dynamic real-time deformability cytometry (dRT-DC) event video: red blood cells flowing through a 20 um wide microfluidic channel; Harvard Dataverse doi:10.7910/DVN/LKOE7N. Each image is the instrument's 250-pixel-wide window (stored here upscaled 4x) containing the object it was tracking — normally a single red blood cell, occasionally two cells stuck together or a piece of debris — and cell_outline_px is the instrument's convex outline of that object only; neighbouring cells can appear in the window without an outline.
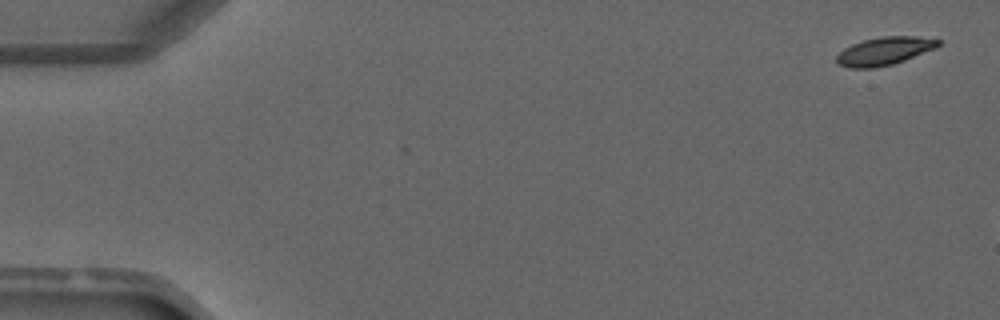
{"species": "common noctule bat (a hibernating species)", "species_latin": "Nyctalus noctula", "temperature_condition": "warm", "stored_images_in_passage": 3, "camera_frame_rate_fps": 3000, "um_per_image_px": 0.085, "animal": {"sex": "male", "forearm_length_mm": 52.5}, "frame": {"image": 1, "passage_image": 1, "time_ms": 0.0, "image_size_px": [1000, 320], "cell_outline_px": [[940, 44], [936, 48], [904, 60], [892, 64], [872, 68], [848, 68], [840, 64], [836, 60], [836, 56], [844, 48], [852, 44], [864, 40], [884, 36], [916, 36], [940, 40]], "centroid_in_image_um": [75.17, 4.34], "position_along_channel_um": 9.8, "area_um2": 16.42}}